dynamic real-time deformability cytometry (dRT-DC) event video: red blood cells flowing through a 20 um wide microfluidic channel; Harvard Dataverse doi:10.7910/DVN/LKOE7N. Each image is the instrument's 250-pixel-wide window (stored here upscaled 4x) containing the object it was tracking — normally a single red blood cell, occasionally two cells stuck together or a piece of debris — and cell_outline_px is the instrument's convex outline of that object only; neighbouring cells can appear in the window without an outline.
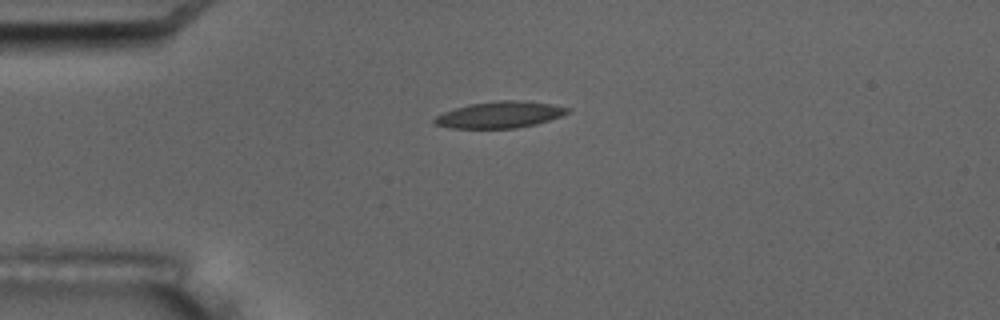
{"species": "common noctule bat (a hibernating species)", "species_latin": "Nyctalus noctula", "temperature_condition": "room temperature", "stored_images_in_passage": 2, "camera_frame_rate_fps": 3000, "um_per_image_px": 0.085, "animal": {"sex": "male", "body_mass_g": 17.5, "forearm_length_mm": 52.3}, "frame": {"image": 1, "passage_image": 1, "time_ms": 0.0, "image_size_px": [1000, 320], "cell_outline_px": [[572, 108], [568, 112], [560, 116], [536, 124], [516, 128], [448, 128], [432, 124], [432, 120], [436, 116], [444, 112], [468, 104], [500, 100], [516, 100], [548, 104]], "centroid_in_image_um": [42.42, 9.76], "position_along_channel_um": 42.6, "area_um2": 20.4}}